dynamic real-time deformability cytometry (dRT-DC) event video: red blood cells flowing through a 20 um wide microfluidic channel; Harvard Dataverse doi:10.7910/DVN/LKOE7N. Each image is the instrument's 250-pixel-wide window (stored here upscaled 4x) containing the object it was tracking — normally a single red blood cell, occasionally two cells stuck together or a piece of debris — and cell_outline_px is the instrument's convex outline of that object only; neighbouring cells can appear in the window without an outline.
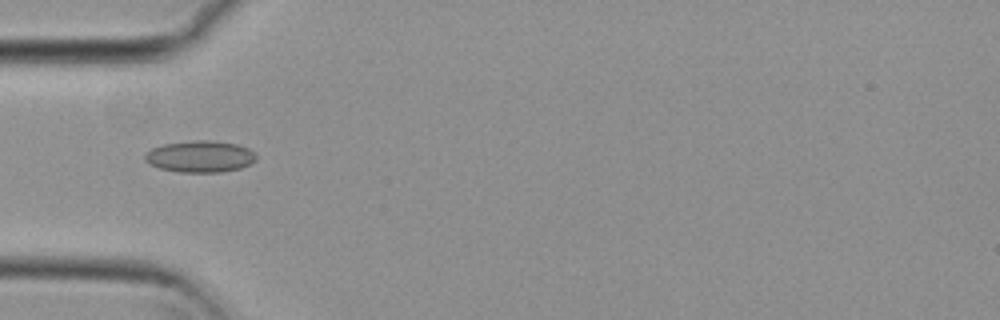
{"species": "common noctule bat (a hibernating species)", "species_latin": "Nyctalus noctula", "temperature_condition": "cold", "stored_images_in_passage": 46, "camera_frame_rate_fps": 3000, "um_per_image_px": 0.085, "animal": {"sex": "female", "body_mass_g": 29.2, "forearm_length_mm": 56.3}, "frame": {"image": 1, "passage_image": 9, "time_ms": 2.667, "image_size_px": [1000, 320], "cell_outline_px": [[256, 160], [252, 164], [240, 168], [220, 172], [180, 172], [160, 168], [148, 164], [144, 160], [144, 152], [152, 148], [164, 144], [196, 140], [208, 140], [236, 144], [248, 148], [256, 152]], "centroid_in_image_um": [17.0, 13.3], "position_along_channel_um": 68.0, "area_um2": 20.63}}
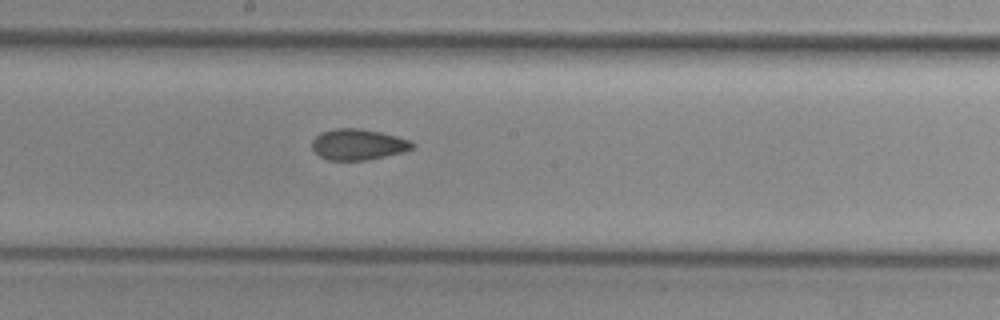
{"frame": {"image": 2, "passage_image": 21, "time_ms": 6.667, "image_size_px": [1000, 320], "cell_outline_px": [[416, 144], [412, 148], [404, 152], [368, 160], [328, 160], [320, 156], [312, 148], [312, 140], [320, 132], [336, 128], [360, 128], [380, 132], [396, 136], [408, 140]], "centroid_in_image_um": [30.43, 12.28], "position_along_channel_um": 217.8, "area_um2": 18.09}}
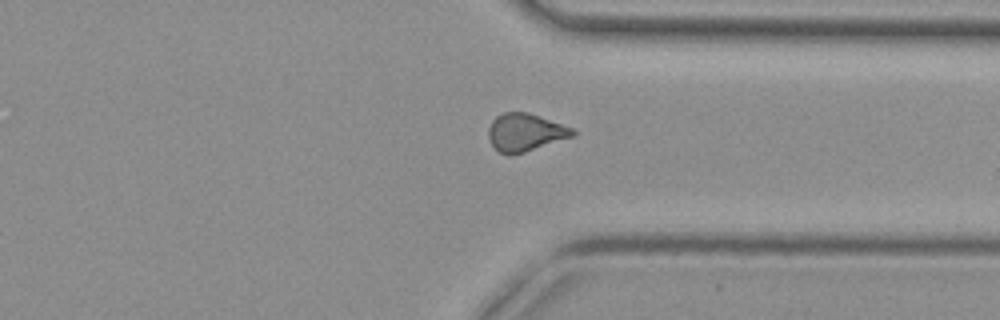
{"frame": {"image": 3, "passage_image": 33, "time_ms": 10.667, "image_size_px": [1000, 320], "cell_outline_px": [[576, 136], [524, 152], [508, 156], [500, 152], [492, 144], [488, 136], [488, 128], [492, 120], [496, 116], [504, 112], [528, 112], [572, 128], [576, 132]], "centroid_in_image_um": [44.64, 11.25], "position_along_channel_um": 366.8, "area_um2": 18.5}, "authors_computed_cell_mechanics": {"area_um2": 18.4093, "velocity_mm_per_s": 3.7441, "shape_relaxation_time_tau1_ms": null, "shape_relaxation_time_tau2_ms": 3.0559, "deformation_change_tau1": null, "deformation_change_tau2": 0.0748}}